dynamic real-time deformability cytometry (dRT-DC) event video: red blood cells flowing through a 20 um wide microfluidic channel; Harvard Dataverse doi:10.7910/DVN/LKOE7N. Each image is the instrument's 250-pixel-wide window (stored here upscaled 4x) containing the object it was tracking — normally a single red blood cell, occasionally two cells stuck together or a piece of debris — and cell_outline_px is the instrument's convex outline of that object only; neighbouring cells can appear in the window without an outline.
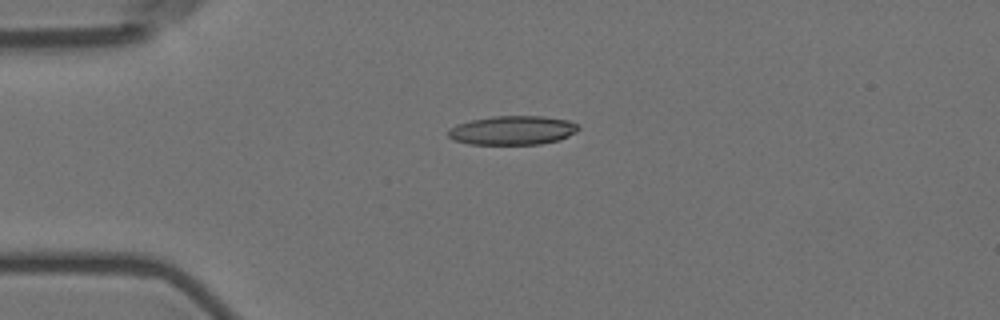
{"species": "Egyptian fruit bat (a non-hibernating species)", "species_latin": "Rousettus aegyptiacus", "temperature_condition": "room temperature", "stored_images_in_passage": 3, "camera_frame_rate_fps": 3000, "um_per_image_px": 0.085, "animal": {"sex": "female"}, "frame": {"image": 1, "passage_image": 3, "time_ms": 2.333, "image_size_px": [1000, 320], "cell_outline_px": [[580, 128], [576, 132], [560, 140], [540, 144], [468, 144], [452, 140], [448, 136], [448, 132], [456, 124], [472, 120], [492, 116], [544, 116], [568, 120], [576, 124]], "centroid_in_image_um": [43.57, 11.08], "position_along_channel_um": 41.4, "area_um2": 22.02}}